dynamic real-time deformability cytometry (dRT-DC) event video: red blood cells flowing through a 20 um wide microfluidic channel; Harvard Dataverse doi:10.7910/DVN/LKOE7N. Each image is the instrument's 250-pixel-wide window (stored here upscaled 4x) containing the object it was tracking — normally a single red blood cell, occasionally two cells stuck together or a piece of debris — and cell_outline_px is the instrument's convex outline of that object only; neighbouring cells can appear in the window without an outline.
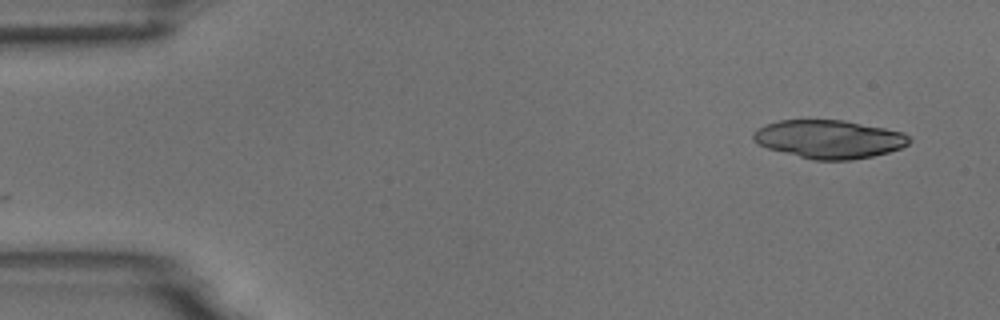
{"species": "common noctule bat (a hibernating species)", "species_latin": "Nyctalus noctula", "temperature_condition": "room temperature", "stored_images_in_passage": 2, "camera_frame_rate_fps": 3000, "um_per_image_px": 0.085, "animal": {"sex": "male", "body_mass_g": 18.8}, "frame": {"image": 1, "passage_image": 2, "time_ms": 1.333, "image_size_px": [1000, 320], "cell_outline_px": [[912, 140], [908, 144], [900, 148], [888, 152], [872, 156], [852, 160], [816, 160], [768, 148], [752, 140], [752, 132], [756, 128], [780, 120], [844, 120], [904, 132]], "centroid_in_image_um": [70.48, 11.82], "position_along_channel_um": 14.5, "area_um2": 34.62}}